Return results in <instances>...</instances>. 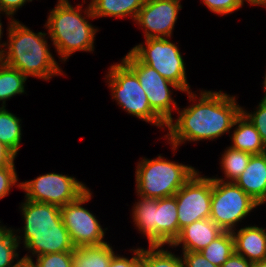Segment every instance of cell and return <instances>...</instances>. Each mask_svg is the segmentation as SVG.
I'll list each match as a JSON object with an SVG mask.
<instances>
[{"mask_svg": "<svg viewBox=\"0 0 266 267\" xmlns=\"http://www.w3.org/2000/svg\"><path fill=\"white\" fill-rule=\"evenodd\" d=\"M1 223V221H0ZM9 228L6 225L0 224V237L8 230Z\"/></svg>", "mask_w": 266, "mask_h": 267, "instance_id": "obj_43", "label": "cell"}, {"mask_svg": "<svg viewBox=\"0 0 266 267\" xmlns=\"http://www.w3.org/2000/svg\"><path fill=\"white\" fill-rule=\"evenodd\" d=\"M201 2L212 13L221 16L232 14L244 6L242 0H202Z\"/></svg>", "mask_w": 266, "mask_h": 267, "instance_id": "obj_31", "label": "cell"}, {"mask_svg": "<svg viewBox=\"0 0 266 267\" xmlns=\"http://www.w3.org/2000/svg\"><path fill=\"white\" fill-rule=\"evenodd\" d=\"M130 51L143 63L151 66L162 77L176 84L186 93L192 91L187 81L186 63L179 45L169 38H148Z\"/></svg>", "mask_w": 266, "mask_h": 267, "instance_id": "obj_6", "label": "cell"}, {"mask_svg": "<svg viewBox=\"0 0 266 267\" xmlns=\"http://www.w3.org/2000/svg\"><path fill=\"white\" fill-rule=\"evenodd\" d=\"M165 246L141 247V256L146 260L147 267H185L182 256L164 249Z\"/></svg>", "mask_w": 266, "mask_h": 267, "instance_id": "obj_27", "label": "cell"}, {"mask_svg": "<svg viewBox=\"0 0 266 267\" xmlns=\"http://www.w3.org/2000/svg\"><path fill=\"white\" fill-rule=\"evenodd\" d=\"M33 259L37 267H75L73 252H54Z\"/></svg>", "mask_w": 266, "mask_h": 267, "instance_id": "obj_29", "label": "cell"}, {"mask_svg": "<svg viewBox=\"0 0 266 267\" xmlns=\"http://www.w3.org/2000/svg\"><path fill=\"white\" fill-rule=\"evenodd\" d=\"M16 157L8 147L0 142V168L10 166Z\"/></svg>", "mask_w": 266, "mask_h": 267, "instance_id": "obj_36", "label": "cell"}, {"mask_svg": "<svg viewBox=\"0 0 266 267\" xmlns=\"http://www.w3.org/2000/svg\"><path fill=\"white\" fill-rule=\"evenodd\" d=\"M13 267H37L33 259L21 257Z\"/></svg>", "mask_w": 266, "mask_h": 267, "instance_id": "obj_39", "label": "cell"}, {"mask_svg": "<svg viewBox=\"0 0 266 267\" xmlns=\"http://www.w3.org/2000/svg\"><path fill=\"white\" fill-rule=\"evenodd\" d=\"M28 77L18 69L3 62L0 63V106H6V101L14 96L26 94L25 84Z\"/></svg>", "mask_w": 266, "mask_h": 267, "instance_id": "obj_25", "label": "cell"}, {"mask_svg": "<svg viewBox=\"0 0 266 267\" xmlns=\"http://www.w3.org/2000/svg\"><path fill=\"white\" fill-rule=\"evenodd\" d=\"M109 267H131V258L116 253L112 256Z\"/></svg>", "mask_w": 266, "mask_h": 267, "instance_id": "obj_38", "label": "cell"}, {"mask_svg": "<svg viewBox=\"0 0 266 267\" xmlns=\"http://www.w3.org/2000/svg\"><path fill=\"white\" fill-rule=\"evenodd\" d=\"M234 182L259 205L266 204V152L251 155L245 171Z\"/></svg>", "mask_w": 266, "mask_h": 267, "instance_id": "obj_16", "label": "cell"}, {"mask_svg": "<svg viewBox=\"0 0 266 267\" xmlns=\"http://www.w3.org/2000/svg\"><path fill=\"white\" fill-rule=\"evenodd\" d=\"M121 60L138 77L151 109L167 124L173 118L172 112L178 109V104L172 97L173 90L182 92L181 89L151 66L143 64L130 50Z\"/></svg>", "mask_w": 266, "mask_h": 267, "instance_id": "obj_8", "label": "cell"}, {"mask_svg": "<svg viewBox=\"0 0 266 267\" xmlns=\"http://www.w3.org/2000/svg\"><path fill=\"white\" fill-rule=\"evenodd\" d=\"M235 253L248 261L266 260V228L254 225L243 226L231 232Z\"/></svg>", "mask_w": 266, "mask_h": 267, "instance_id": "obj_17", "label": "cell"}, {"mask_svg": "<svg viewBox=\"0 0 266 267\" xmlns=\"http://www.w3.org/2000/svg\"><path fill=\"white\" fill-rule=\"evenodd\" d=\"M243 3L247 2L250 6H263L266 8V0H242Z\"/></svg>", "mask_w": 266, "mask_h": 267, "instance_id": "obj_41", "label": "cell"}, {"mask_svg": "<svg viewBox=\"0 0 266 267\" xmlns=\"http://www.w3.org/2000/svg\"><path fill=\"white\" fill-rule=\"evenodd\" d=\"M0 14H2L1 12H0ZM1 15H0V57H2V54H3V51H4V49H5V45H6V41H4V42H2V38H3V30L2 29H4L3 28V24H2V22H1Z\"/></svg>", "mask_w": 266, "mask_h": 267, "instance_id": "obj_40", "label": "cell"}, {"mask_svg": "<svg viewBox=\"0 0 266 267\" xmlns=\"http://www.w3.org/2000/svg\"><path fill=\"white\" fill-rule=\"evenodd\" d=\"M106 242L101 245L82 246L73 252L75 267H109L114 249Z\"/></svg>", "mask_w": 266, "mask_h": 267, "instance_id": "obj_22", "label": "cell"}, {"mask_svg": "<svg viewBox=\"0 0 266 267\" xmlns=\"http://www.w3.org/2000/svg\"><path fill=\"white\" fill-rule=\"evenodd\" d=\"M198 169L161 154L153 159L141 158L135 169L136 193L152 199L172 197Z\"/></svg>", "mask_w": 266, "mask_h": 267, "instance_id": "obj_4", "label": "cell"}, {"mask_svg": "<svg viewBox=\"0 0 266 267\" xmlns=\"http://www.w3.org/2000/svg\"><path fill=\"white\" fill-rule=\"evenodd\" d=\"M144 2L145 0H90L89 4L96 19L114 17L135 21Z\"/></svg>", "mask_w": 266, "mask_h": 267, "instance_id": "obj_21", "label": "cell"}, {"mask_svg": "<svg viewBox=\"0 0 266 267\" xmlns=\"http://www.w3.org/2000/svg\"><path fill=\"white\" fill-rule=\"evenodd\" d=\"M262 84H263V92H264L263 99H266V72H265L264 81Z\"/></svg>", "mask_w": 266, "mask_h": 267, "instance_id": "obj_44", "label": "cell"}, {"mask_svg": "<svg viewBox=\"0 0 266 267\" xmlns=\"http://www.w3.org/2000/svg\"><path fill=\"white\" fill-rule=\"evenodd\" d=\"M22 215V230H44L65 227L60 213V207L53 204L25 199L19 206Z\"/></svg>", "mask_w": 266, "mask_h": 267, "instance_id": "obj_15", "label": "cell"}, {"mask_svg": "<svg viewBox=\"0 0 266 267\" xmlns=\"http://www.w3.org/2000/svg\"><path fill=\"white\" fill-rule=\"evenodd\" d=\"M220 267H252V262L234 252Z\"/></svg>", "mask_w": 266, "mask_h": 267, "instance_id": "obj_35", "label": "cell"}, {"mask_svg": "<svg viewBox=\"0 0 266 267\" xmlns=\"http://www.w3.org/2000/svg\"><path fill=\"white\" fill-rule=\"evenodd\" d=\"M234 239L231 232L223 231L200 253L212 264L220 267L233 253Z\"/></svg>", "mask_w": 266, "mask_h": 267, "instance_id": "obj_26", "label": "cell"}, {"mask_svg": "<svg viewBox=\"0 0 266 267\" xmlns=\"http://www.w3.org/2000/svg\"><path fill=\"white\" fill-rule=\"evenodd\" d=\"M133 248L130 249V253H133L131 257V267H147L146 260L141 256V247Z\"/></svg>", "mask_w": 266, "mask_h": 267, "instance_id": "obj_37", "label": "cell"}, {"mask_svg": "<svg viewBox=\"0 0 266 267\" xmlns=\"http://www.w3.org/2000/svg\"><path fill=\"white\" fill-rule=\"evenodd\" d=\"M69 1L57 0L54 8L49 10L44 24L62 63L75 52L93 53L96 33L99 31V28L88 20L96 19L90 4L83 0L81 4L74 6ZM85 3H88L87 7L83 8Z\"/></svg>", "mask_w": 266, "mask_h": 267, "instance_id": "obj_3", "label": "cell"}, {"mask_svg": "<svg viewBox=\"0 0 266 267\" xmlns=\"http://www.w3.org/2000/svg\"><path fill=\"white\" fill-rule=\"evenodd\" d=\"M258 206L235 182L213 179L210 219L223 231L236 230Z\"/></svg>", "mask_w": 266, "mask_h": 267, "instance_id": "obj_7", "label": "cell"}, {"mask_svg": "<svg viewBox=\"0 0 266 267\" xmlns=\"http://www.w3.org/2000/svg\"><path fill=\"white\" fill-rule=\"evenodd\" d=\"M251 153L240 151L232 147H226L221 154L220 163L224 178L218 175L212 176V179L221 180L224 182H234L246 169Z\"/></svg>", "mask_w": 266, "mask_h": 267, "instance_id": "obj_24", "label": "cell"}, {"mask_svg": "<svg viewBox=\"0 0 266 267\" xmlns=\"http://www.w3.org/2000/svg\"><path fill=\"white\" fill-rule=\"evenodd\" d=\"M33 0H0V12L6 15L8 22L15 19L13 16L22 8L27 2H32Z\"/></svg>", "mask_w": 266, "mask_h": 267, "instance_id": "obj_34", "label": "cell"}, {"mask_svg": "<svg viewBox=\"0 0 266 267\" xmlns=\"http://www.w3.org/2000/svg\"><path fill=\"white\" fill-rule=\"evenodd\" d=\"M233 127V131L230 132L232 134H229L232 143L230 147L252 155L266 152L259 132L242 112L236 118Z\"/></svg>", "mask_w": 266, "mask_h": 267, "instance_id": "obj_19", "label": "cell"}, {"mask_svg": "<svg viewBox=\"0 0 266 267\" xmlns=\"http://www.w3.org/2000/svg\"><path fill=\"white\" fill-rule=\"evenodd\" d=\"M196 92H186L189 103H193L182 109L178 107L177 118L167 123L164 138L174 151L173 156L178 147L187 141H213L224 134H230L236 118L242 112V106L237 104L235 95L222 90L200 89L199 95Z\"/></svg>", "mask_w": 266, "mask_h": 267, "instance_id": "obj_1", "label": "cell"}, {"mask_svg": "<svg viewBox=\"0 0 266 267\" xmlns=\"http://www.w3.org/2000/svg\"><path fill=\"white\" fill-rule=\"evenodd\" d=\"M155 223L156 233L168 245H171L179 236L177 201L175 196L157 199Z\"/></svg>", "mask_w": 266, "mask_h": 267, "instance_id": "obj_20", "label": "cell"}, {"mask_svg": "<svg viewBox=\"0 0 266 267\" xmlns=\"http://www.w3.org/2000/svg\"><path fill=\"white\" fill-rule=\"evenodd\" d=\"M222 232L223 230L210 218L197 220L182 228L179 236L168 247L172 250L182 247L181 251L200 252Z\"/></svg>", "mask_w": 266, "mask_h": 267, "instance_id": "obj_14", "label": "cell"}, {"mask_svg": "<svg viewBox=\"0 0 266 267\" xmlns=\"http://www.w3.org/2000/svg\"><path fill=\"white\" fill-rule=\"evenodd\" d=\"M139 199L132 206V216L135 229H138L147 238L148 246H169L157 233L155 216L157 199L145 198L137 195Z\"/></svg>", "mask_w": 266, "mask_h": 267, "instance_id": "obj_18", "label": "cell"}, {"mask_svg": "<svg viewBox=\"0 0 266 267\" xmlns=\"http://www.w3.org/2000/svg\"><path fill=\"white\" fill-rule=\"evenodd\" d=\"M255 111H247L242 107V113L249 119L259 132L262 142L266 148V99L261 98Z\"/></svg>", "mask_w": 266, "mask_h": 267, "instance_id": "obj_30", "label": "cell"}, {"mask_svg": "<svg viewBox=\"0 0 266 267\" xmlns=\"http://www.w3.org/2000/svg\"><path fill=\"white\" fill-rule=\"evenodd\" d=\"M185 267H218L208 261L200 252L182 251Z\"/></svg>", "mask_w": 266, "mask_h": 267, "instance_id": "obj_33", "label": "cell"}, {"mask_svg": "<svg viewBox=\"0 0 266 267\" xmlns=\"http://www.w3.org/2000/svg\"><path fill=\"white\" fill-rule=\"evenodd\" d=\"M7 41L1 61L22 74L49 81L66 75L50 52L48 33L34 32L18 19L8 22Z\"/></svg>", "mask_w": 266, "mask_h": 267, "instance_id": "obj_2", "label": "cell"}, {"mask_svg": "<svg viewBox=\"0 0 266 267\" xmlns=\"http://www.w3.org/2000/svg\"><path fill=\"white\" fill-rule=\"evenodd\" d=\"M13 232L19 245L23 243V248L29 251L23 256L28 259L54 252H74L76 248L66 227L44 230H21V228L15 230L13 228ZM21 232L22 235H20Z\"/></svg>", "mask_w": 266, "mask_h": 267, "instance_id": "obj_13", "label": "cell"}, {"mask_svg": "<svg viewBox=\"0 0 266 267\" xmlns=\"http://www.w3.org/2000/svg\"><path fill=\"white\" fill-rule=\"evenodd\" d=\"M15 185H17L18 189L20 188L18 174L13 162L10 166L0 168V200L9 195L11 188Z\"/></svg>", "mask_w": 266, "mask_h": 267, "instance_id": "obj_32", "label": "cell"}, {"mask_svg": "<svg viewBox=\"0 0 266 267\" xmlns=\"http://www.w3.org/2000/svg\"><path fill=\"white\" fill-rule=\"evenodd\" d=\"M19 247L13 228L9 227L0 237V267H13L21 259Z\"/></svg>", "mask_w": 266, "mask_h": 267, "instance_id": "obj_28", "label": "cell"}, {"mask_svg": "<svg viewBox=\"0 0 266 267\" xmlns=\"http://www.w3.org/2000/svg\"><path fill=\"white\" fill-rule=\"evenodd\" d=\"M92 194L88 189L77 200L60 207L62 222L76 248L107 242L104 237L108 228H102L96 215L83 206L92 199Z\"/></svg>", "mask_w": 266, "mask_h": 267, "instance_id": "obj_10", "label": "cell"}, {"mask_svg": "<svg viewBox=\"0 0 266 267\" xmlns=\"http://www.w3.org/2000/svg\"><path fill=\"white\" fill-rule=\"evenodd\" d=\"M198 170L175 193L179 234L182 228L211 215L212 177L201 175Z\"/></svg>", "mask_w": 266, "mask_h": 267, "instance_id": "obj_11", "label": "cell"}, {"mask_svg": "<svg viewBox=\"0 0 266 267\" xmlns=\"http://www.w3.org/2000/svg\"><path fill=\"white\" fill-rule=\"evenodd\" d=\"M20 189L27 200L65 206L77 200L89 187L74 176L61 173H46L32 180L20 181Z\"/></svg>", "mask_w": 266, "mask_h": 267, "instance_id": "obj_9", "label": "cell"}, {"mask_svg": "<svg viewBox=\"0 0 266 267\" xmlns=\"http://www.w3.org/2000/svg\"><path fill=\"white\" fill-rule=\"evenodd\" d=\"M252 267H266V260L252 262Z\"/></svg>", "mask_w": 266, "mask_h": 267, "instance_id": "obj_42", "label": "cell"}, {"mask_svg": "<svg viewBox=\"0 0 266 267\" xmlns=\"http://www.w3.org/2000/svg\"><path fill=\"white\" fill-rule=\"evenodd\" d=\"M109 67L105 79L117 105L127 114L165 130L167 124L151 109L136 74L122 60Z\"/></svg>", "mask_w": 266, "mask_h": 267, "instance_id": "obj_5", "label": "cell"}, {"mask_svg": "<svg viewBox=\"0 0 266 267\" xmlns=\"http://www.w3.org/2000/svg\"><path fill=\"white\" fill-rule=\"evenodd\" d=\"M181 9V0H145L134 22L142 29L144 39H171Z\"/></svg>", "mask_w": 266, "mask_h": 267, "instance_id": "obj_12", "label": "cell"}, {"mask_svg": "<svg viewBox=\"0 0 266 267\" xmlns=\"http://www.w3.org/2000/svg\"><path fill=\"white\" fill-rule=\"evenodd\" d=\"M22 119L0 106V142L8 147L16 156L22 142Z\"/></svg>", "mask_w": 266, "mask_h": 267, "instance_id": "obj_23", "label": "cell"}]
</instances>
